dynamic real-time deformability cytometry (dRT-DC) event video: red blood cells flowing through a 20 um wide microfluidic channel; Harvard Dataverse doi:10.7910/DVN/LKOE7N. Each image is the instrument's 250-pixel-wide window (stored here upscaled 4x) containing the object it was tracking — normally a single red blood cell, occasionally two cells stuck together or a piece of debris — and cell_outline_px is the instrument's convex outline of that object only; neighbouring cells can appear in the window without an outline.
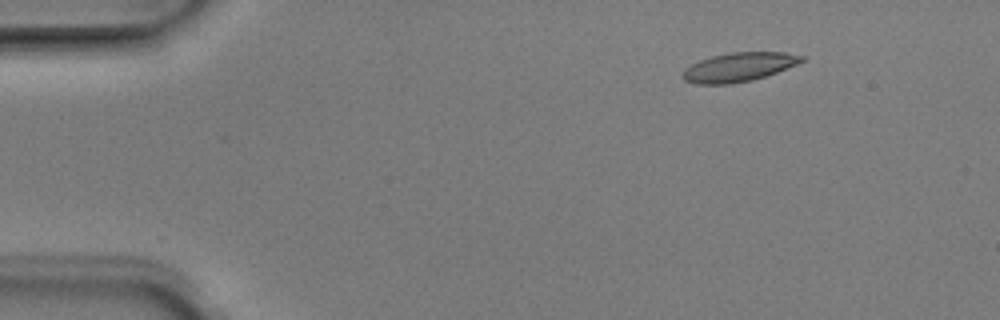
{"species": "Egyptian fruit bat (a non-hibernating species)", "species_latin": "Rousettus aegyptiacus", "temperature_condition": "room temperature", "stored_images_in_passage": 3, "camera_frame_rate_fps": 3000, "um_per_image_px": 0.085, "animal": {"sex": "male"}, "frame": {"image": 1, "passage_image": 3, "time_ms": 0.667, "image_size_px": [1000, 320], "cell_outline_px": [[804, 60], [796, 64], [776, 72], [752, 80], [728, 84], [696, 84], [684, 80], [680, 76], [684, 68], [700, 60], [712, 56], [732, 52], [784, 52], [804, 56]], "centroid_in_image_um": [62.74, 5.7], "position_along_channel_um": 22.3, "area_um2": 19.94}}